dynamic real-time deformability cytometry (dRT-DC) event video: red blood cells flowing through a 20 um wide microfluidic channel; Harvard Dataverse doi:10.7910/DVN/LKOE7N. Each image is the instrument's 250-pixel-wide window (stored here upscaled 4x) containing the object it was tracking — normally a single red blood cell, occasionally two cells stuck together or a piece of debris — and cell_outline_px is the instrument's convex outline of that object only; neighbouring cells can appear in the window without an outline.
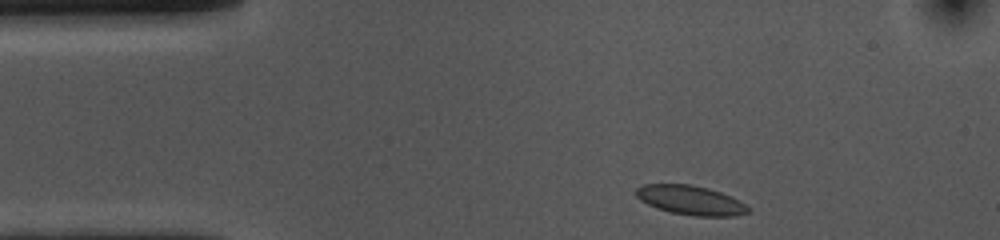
{"species": "common noctule bat (a hibernating species)", "species_latin": "Nyctalus noctula", "temperature_condition": "cold", "stored_images_in_passage": 36, "camera_frame_rate_fps": 3000, "um_per_image_px": 0.085, "animal": {"sex": "female", "body_mass_g": 10.0, "forearm_length_mm": 53.1}, "frame": {"image": 1, "passage_image": 1, "time_ms": 0.0, "image_size_px": [1000, 240], "cell_outline_px": [[752, 208], [748, 212], [736, 216], [692, 216], [672, 212], [656, 208], [640, 200], [636, 196], [636, 188], [644, 184], [692, 184], [708, 188], [720, 192], [740, 200]], "centroid_in_image_um": [58.73, 17.02], "position_along_channel_um": 26.3, "area_um2": 19.25}}
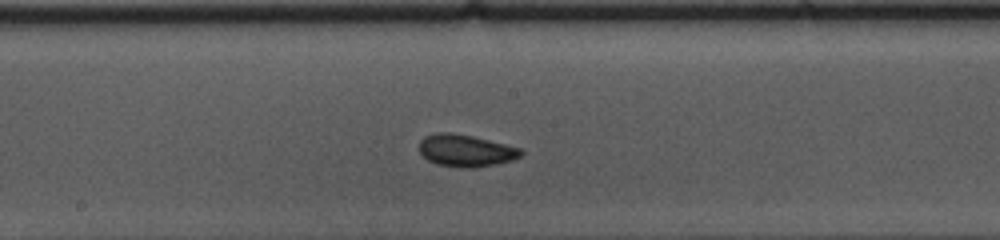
{"frame": {"image": 2, "passage_image": 20, "time_ms": 6.333, "image_size_px": [1000, 240], "cell_outline_px": [[524, 152], [520, 156], [512, 160], [496, 164], [476, 168], [464, 168], [436, 164], [428, 160], [420, 152], [420, 140], [424, 136], [436, 132], [448, 132], [472, 136], [520, 148]], "centroid_in_image_um": [39.57, 12.8], "position_along_channel_um": 208.6, "area_um2": 18.96}}
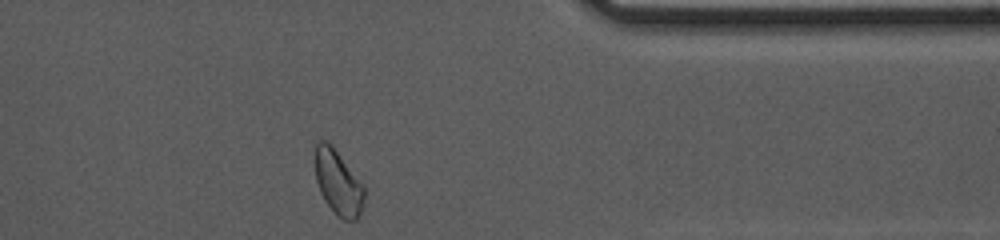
{"frame": {"image": 3, "passage_image": 36, "time_ms": 11.667, "image_size_px": [1000, 240], "cell_outline_px": [[364, 208], [356, 220], [344, 220], [336, 216], [324, 200], [320, 192], [316, 180], [312, 160], [316, 140], [324, 140], [336, 152], [364, 188]], "centroid_in_image_um": [28.67, 15.55], "position_along_channel_um": 382.7, "area_um2": 18.55}, "authors_computed_cell_mechanics": {"area_um2": 18.4671, "velocity_mm_per_s": 3.5986, "shape_relaxation_time_tau1_ms": 3.6474, "shape_relaxation_time_tau2_ms": null, "deformation_change_tau1": 0.0594, "deformation_change_tau2": null}}